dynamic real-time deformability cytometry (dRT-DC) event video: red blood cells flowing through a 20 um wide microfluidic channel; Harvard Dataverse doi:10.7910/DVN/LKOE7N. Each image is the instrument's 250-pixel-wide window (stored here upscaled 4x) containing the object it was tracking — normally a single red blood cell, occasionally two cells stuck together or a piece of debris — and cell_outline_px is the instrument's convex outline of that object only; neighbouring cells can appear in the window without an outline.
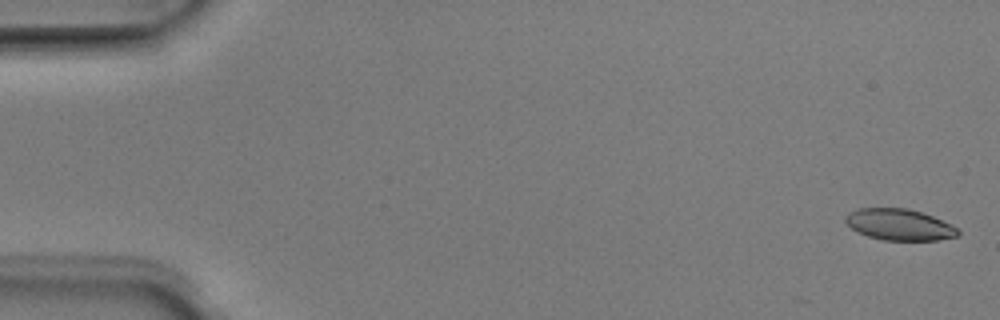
{"species": "Egyptian fruit bat (a non-hibernating species)", "species_latin": "Rousettus aegyptiacus", "temperature_condition": "room temperature", "stored_images_in_passage": 10, "camera_frame_rate_fps": 3000, "um_per_image_px": 0.085, "animal": {"sex": "male"}, "frame": {"image": 1, "passage_image": 2, "time_ms": 0.333, "image_size_px": [1000, 320], "cell_outline_px": [[960, 236], [936, 240], [884, 240], [868, 236], [852, 228], [844, 220], [844, 216], [848, 212], [856, 208], [908, 208], [932, 216], [952, 224], [960, 232]], "centroid_in_image_um": [76.45, 19.08], "position_along_channel_um": 8.6, "area_um2": 20.52}}